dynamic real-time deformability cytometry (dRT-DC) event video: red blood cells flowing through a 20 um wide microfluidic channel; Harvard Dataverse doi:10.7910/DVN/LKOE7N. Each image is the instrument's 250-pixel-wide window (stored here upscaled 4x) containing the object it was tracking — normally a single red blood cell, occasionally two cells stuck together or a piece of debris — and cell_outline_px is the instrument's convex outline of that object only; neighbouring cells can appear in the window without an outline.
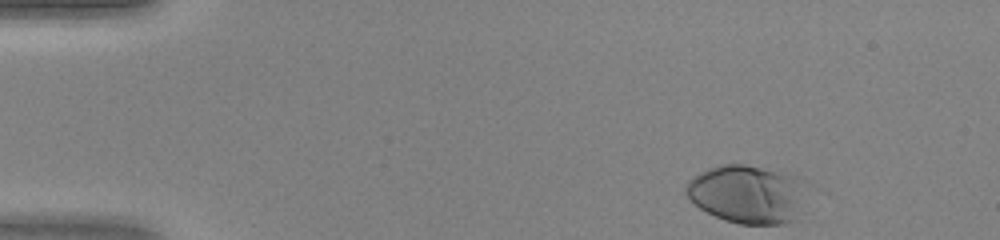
{"species": "human", "species_latin": "Homo sapiens", "temperature_condition": "warm", "stored_images_in_passage": 42, "camera_frame_rate_fps": 3000, "um_per_image_px": 0.085, "donor": {"sex": "female"}, "frame": {"image": 1, "passage_image": 1, "time_ms": 0.0, "image_size_px": [1000, 240], "cell_outline_px": [[792, 220], [784, 224], [740, 224], [724, 220], [700, 208], [688, 196], [684, 188], [688, 180], [708, 168], [724, 164], [744, 164], [760, 168], [772, 172], [780, 176], [784, 180], [792, 200]], "centroid_in_image_um": [63.06, 16.54], "position_along_channel_um": 21.9, "area_um2": 36.41}}
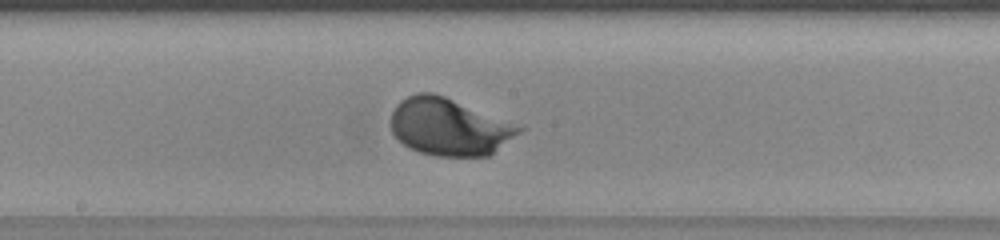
{"frame": {"image": 2, "passage_image": 21, "time_ms": 6.667, "image_size_px": [1000, 240], "cell_outline_px": [[524, 128], [520, 132], [488, 156], [436, 156], [420, 152], [408, 148], [392, 132], [392, 112], [396, 104], [400, 100], [416, 92], [432, 92], [444, 96]], "centroid_in_image_um": [38.12, 10.79], "position_along_channel_um": 210.1, "area_um2": 41.96}}
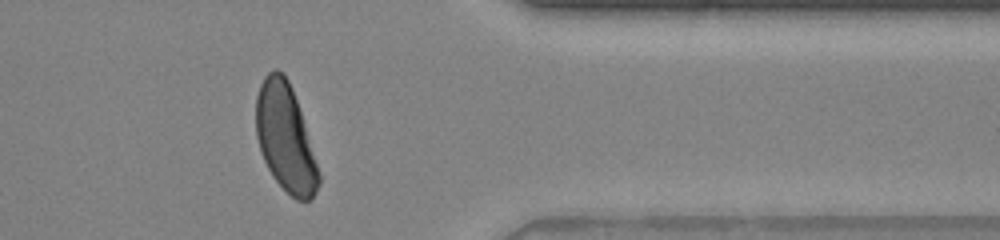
{"frame": {"image": 3, "passage_image": 34, "time_ms": 11.0, "image_size_px": [1000, 240], "cell_outline_px": [[320, 184], [316, 192], [308, 200], [296, 200], [272, 176], [260, 152], [256, 136], [256, 96], [260, 84], [264, 76], [268, 72], [276, 68], [284, 72], [292, 88], [300, 112], [320, 176]], "centroid_in_image_um": [24.22, 11.68], "position_along_channel_um": 387.2, "area_um2": 38.73}}